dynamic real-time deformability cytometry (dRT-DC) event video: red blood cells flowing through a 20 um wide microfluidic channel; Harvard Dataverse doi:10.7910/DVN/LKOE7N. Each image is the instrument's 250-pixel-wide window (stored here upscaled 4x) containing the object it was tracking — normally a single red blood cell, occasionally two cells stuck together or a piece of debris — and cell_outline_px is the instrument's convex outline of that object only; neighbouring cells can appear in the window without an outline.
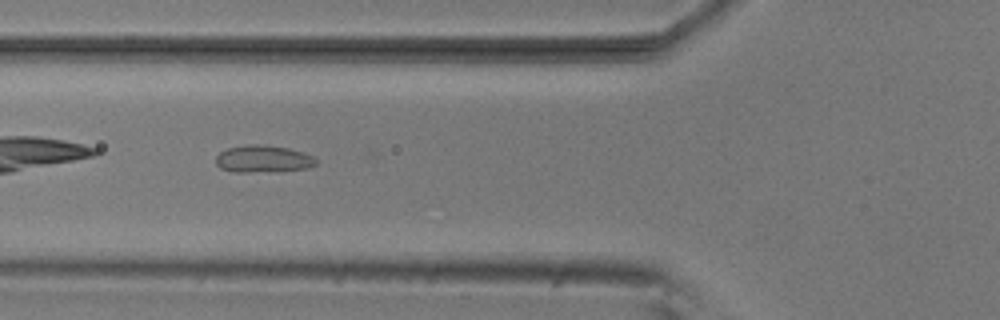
{"species": "common noctule bat (a hibernating species)", "species_latin": "Nyctalus noctula", "temperature_condition": "room temperature", "stored_images_in_passage": 37, "camera_frame_rate_fps": 3000, "um_per_image_px": 0.085, "animal": {"sex": "male", "body_mass_g": 20.5, "forearm_length_mm": 52.5}, "frame": {"image": 1, "passage_image": 4, "time_ms": 1.0, "image_size_px": [1000, 320], "cell_outline_px": [[316, 164], [308, 168], [248, 172], [236, 172], [220, 168], [216, 164], [216, 156], [220, 152], [228, 148], [244, 144], [264, 144], [288, 148], [304, 152], [312, 156], [316, 160]], "centroid_in_image_um": [22.33, 13.48], "position_along_channel_um": 103.5, "area_um2": 15.72}}
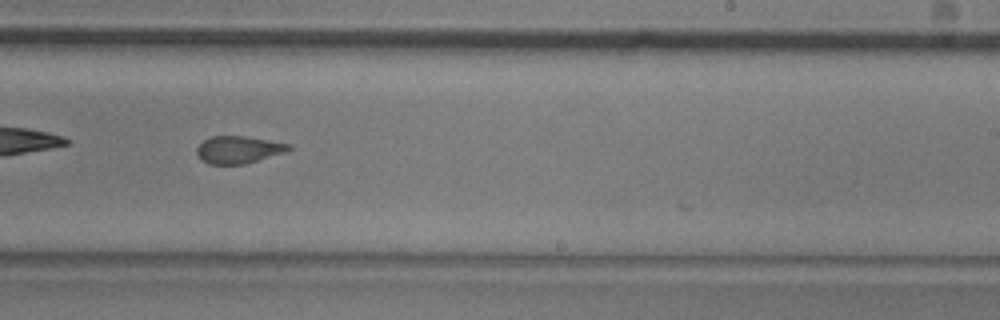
{"frame": {"image": 2, "passage_image": 17, "time_ms": 5.333, "image_size_px": [1000, 320], "cell_outline_px": [[292, 148], [284, 152], [244, 164], [208, 164], [200, 160], [196, 152], [196, 148], [204, 140], [212, 136], [244, 136], [268, 140], [288, 144]], "centroid_in_image_um": [20.21, 12.72], "position_along_channel_um": 268.8, "area_um2": 14.45}}
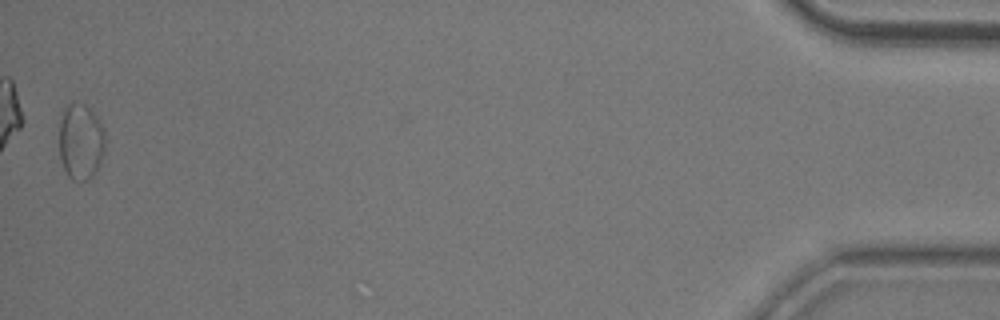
{"frame": {"image": 3, "passage_image": 37, "time_ms": 12.0, "image_size_px": [1000, 320], "cell_outline_px": [[104, 152], [100, 164], [92, 176], [84, 180], [72, 180], [68, 176], [60, 160], [60, 112], [72, 100], [84, 104], [100, 120], [104, 128]], "centroid_in_image_um": [6.85, 11.99], "position_along_channel_um": 428.3, "area_um2": 20.58}, "authors_computed_cell_mechanics": {"area_um2": 15.4326, "velocity_mm_per_s": 3.8082, "shape_relaxation_time_tau1_ms": 3.5429, "shape_relaxation_time_tau2_ms": 1.1223, "deformation_change_tau1": 0.1019, "deformation_change_tau2": 0.0816}}